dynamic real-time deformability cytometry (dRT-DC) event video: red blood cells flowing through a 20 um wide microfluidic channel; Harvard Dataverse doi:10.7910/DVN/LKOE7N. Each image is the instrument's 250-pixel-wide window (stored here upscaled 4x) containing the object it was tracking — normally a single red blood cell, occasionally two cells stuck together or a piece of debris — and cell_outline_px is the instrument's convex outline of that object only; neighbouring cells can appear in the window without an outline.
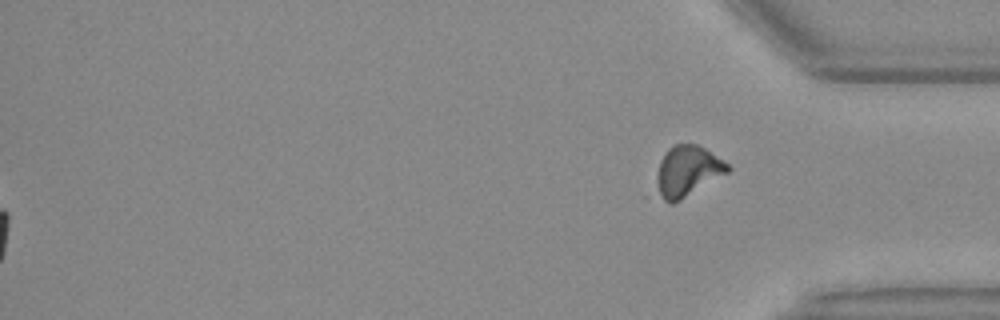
{"species": "Egyptian fruit bat (a non-hibernating species)", "species_latin": "Rousettus aegyptiacus", "temperature_condition": "warm", "stored_images_in_passage": 51, "segment_of_instrument_passage": [2, 2], "camera_frame_rate_fps": 3000, "um_per_image_px": 0.085, "animal": {"sex": "female"}, "frame": {"image": 1, "passage_image": 51, "time_ms": 16.667, "image_size_px": [1000, 320], "cell_outline_px": [[732, 168], [728, 172], [680, 200], [672, 204], [656, 196], [660, 160], [664, 152], [668, 148], [676, 144], [696, 144], [704, 148], [728, 164]], "centroid_in_image_um": [58.41, 14.55], "position_along_channel_um": 376.8, "area_um2": 20.69}}